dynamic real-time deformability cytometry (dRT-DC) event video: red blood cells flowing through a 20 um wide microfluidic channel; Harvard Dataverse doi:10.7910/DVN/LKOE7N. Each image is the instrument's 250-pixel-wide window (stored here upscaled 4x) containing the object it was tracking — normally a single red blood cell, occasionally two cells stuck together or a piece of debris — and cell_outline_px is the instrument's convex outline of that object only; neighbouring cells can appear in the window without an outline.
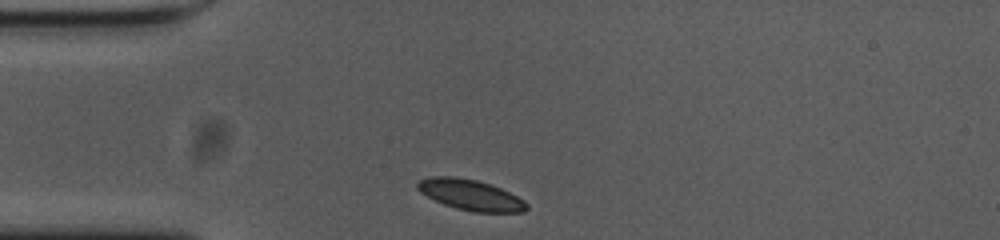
{"species": "common noctule bat (a hibernating species)", "species_latin": "Nyctalus noctula", "temperature_condition": "cold", "stored_images_in_passage": 32, "camera_frame_rate_fps": 3000, "um_per_image_px": 0.085, "animal": {"sex": "female", "body_mass_g": 23.0, "forearm_length_mm": 53.4}, "frame": {"image": 1, "passage_image": 1, "time_ms": 0.0, "image_size_px": [1000, 240], "cell_outline_px": [[528, 208], [524, 212], [472, 212], [456, 208], [444, 204], [420, 192], [416, 188], [416, 184], [420, 180], [432, 176], [456, 176], [476, 180], [500, 188], [524, 200], [528, 204]], "centroid_in_image_um": [39.99, 16.57], "position_along_channel_um": 45.0, "area_um2": 19.36}}
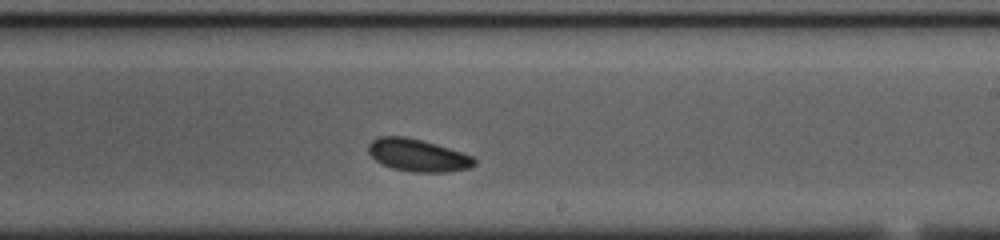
{"frame": {"image": 2, "passage_image": 20, "time_ms": 6.333, "image_size_px": [1000, 240], "cell_outline_px": [[476, 164], [472, 168], [448, 172], [412, 172], [392, 168], [376, 160], [368, 152], [368, 144], [372, 140], [380, 136], [404, 136], [436, 144], [472, 156], [476, 160]], "centroid_in_image_um": [35.52, 13.2], "position_along_channel_um": 253.5, "area_um2": 19.94}}
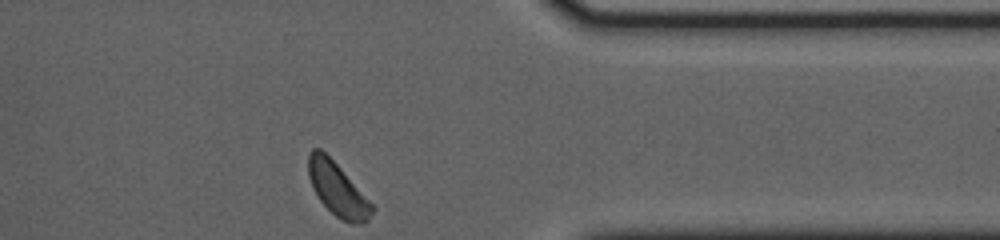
{"frame": {"image": 3, "passage_image": 32, "time_ms": 10.333, "image_size_px": [1000, 240], "cell_outline_px": [[376, 208], [368, 220], [364, 224], [348, 224], [340, 220], [320, 200], [312, 188], [308, 176], [308, 156], [312, 148], [320, 148], [340, 168]], "centroid_in_image_um": [28.69, 16.13], "position_along_channel_um": 382.7, "area_um2": 19.65}, "authors_computed_cell_mechanics": {"area_um2": 19.6231, "velocity_mm_per_s": 3.5719, "shape_relaxation_time_tau1_ms": 5.6278, "shape_relaxation_time_tau2_ms": null, "deformation_change_tau1": 0.1308, "deformation_change_tau2": null}}